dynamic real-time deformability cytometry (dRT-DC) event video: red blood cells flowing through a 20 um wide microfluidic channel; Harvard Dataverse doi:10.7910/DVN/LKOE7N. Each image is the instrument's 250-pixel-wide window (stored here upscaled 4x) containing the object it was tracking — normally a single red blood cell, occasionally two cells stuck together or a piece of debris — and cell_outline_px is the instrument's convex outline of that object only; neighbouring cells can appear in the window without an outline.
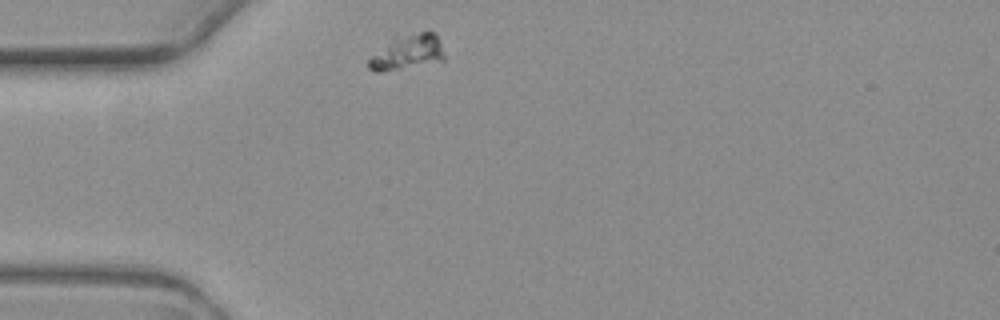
{"species": "common noctule bat (a hibernating species)", "species_latin": "Nyctalus noctula", "temperature_condition": "warm", "stored_images_in_passage": 10, "camera_frame_rate_fps": 3000, "um_per_image_px": 0.085, "animal": {"sex": "female", "body_mass_g": 19.3, "forearm_length_mm": 54.1}, "frame": {"image": 1, "passage_image": 1, "time_ms": 0.0, "image_size_px": [1000, 320], "cell_outline_px": [[444, 60], [380, 72], [376, 72], [368, 68], [368, 60], [372, 56], [396, 36], [420, 32], [436, 32], [444, 56]], "centroid_in_image_um": [34.63, 4.43], "position_along_channel_um": 50.4, "area_um2": 14.85}}
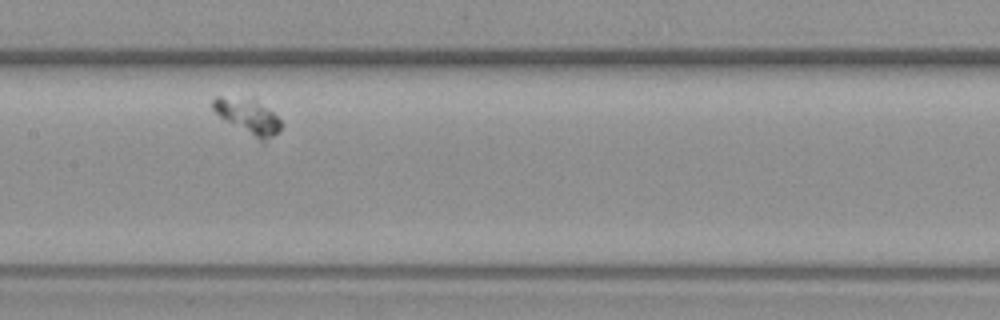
{"frame": {"image": 2, "passage_image": 5, "time_ms": 4.667, "image_size_px": [1000, 320], "cell_outline_px": [[280, 128], [272, 136], [264, 140], [260, 140], [220, 116], [212, 108], [212, 100], [216, 96], [256, 96], [280, 120]], "centroid_in_image_um": [21.06, 9.77], "position_along_channel_um": 186.3, "area_um2": 13.81}}
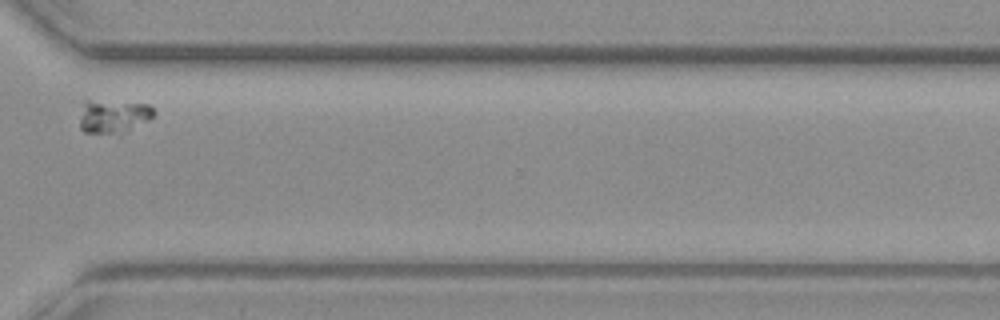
{"frame": {"image": 3, "passage_image": 9, "time_ms": 10.0, "image_size_px": [1000, 320], "cell_outline_px": [[156, 112], [148, 120], [120, 136], [84, 132], [80, 128], [80, 120], [84, 100], [88, 100], [152, 104]], "centroid_in_image_um": [9.66, 9.92], "position_along_channel_um": 360.9, "area_um2": 14.85}}